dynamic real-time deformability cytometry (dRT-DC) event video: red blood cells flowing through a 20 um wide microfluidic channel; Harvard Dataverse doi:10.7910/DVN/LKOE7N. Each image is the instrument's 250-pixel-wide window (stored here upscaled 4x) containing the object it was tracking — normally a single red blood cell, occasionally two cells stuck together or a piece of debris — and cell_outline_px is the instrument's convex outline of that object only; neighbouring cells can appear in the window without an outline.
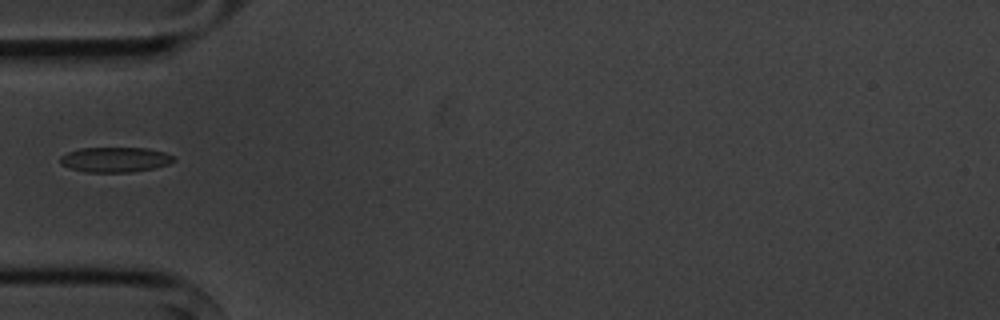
{"species": "common noctule bat (a hibernating species)", "species_latin": "Nyctalus noctula", "temperature_condition": "cold", "stored_images_in_passage": 6, "camera_frame_rate_fps": 3000, "um_per_image_px": 0.085, "animal": {"sex": "male", "body_mass_g": 20.1, "forearm_length_mm": 53.5}, "frame": {"image": 1, "passage_image": 6, "time_ms": 5.667, "image_size_px": [1000, 320], "cell_outline_px": [[176, 160], [168, 164], [152, 168], [128, 172], [84, 172], [60, 164], [60, 156], [68, 152], [80, 148], [148, 148], [164, 152], [176, 156]], "centroid_in_image_um": [9.8, 13.56], "position_along_channel_um": 75.2, "area_um2": 16.53}}